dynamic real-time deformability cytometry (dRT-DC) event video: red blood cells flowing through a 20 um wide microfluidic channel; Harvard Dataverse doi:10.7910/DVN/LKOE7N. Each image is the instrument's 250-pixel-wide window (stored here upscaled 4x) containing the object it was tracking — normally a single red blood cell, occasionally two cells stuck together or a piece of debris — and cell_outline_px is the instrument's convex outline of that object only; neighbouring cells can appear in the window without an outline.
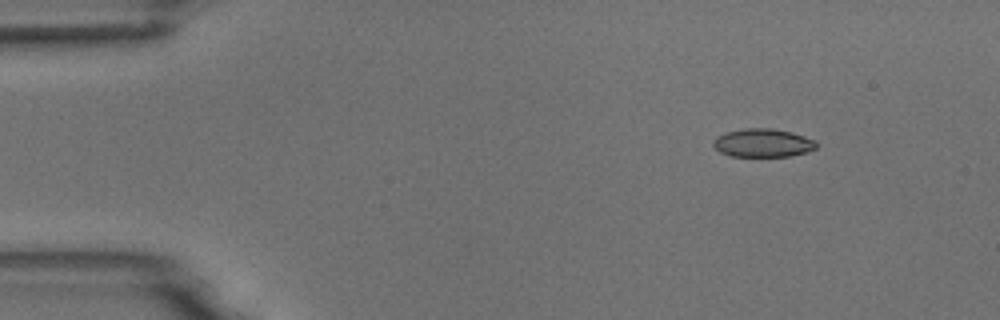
{"species": "common noctule bat (a hibernating species)", "species_latin": "Nyctalus noctula", "temperature_condition": "room temperature", "stored_images_in_passage": 4, "camera_frame_rate_fps": 3000, "um_per_image_px": 0.085, "animal": {"sex": "male", "body_mass_g": 18.8}, "frame": {"image": 1, "passage_image": 1, "time_ms": 0.0, "image_size_px": [1000, 320], "cell_outline_px": [[816, 148], [808, 152], [788, 156], [732, 156], [720, 152], [712, 144], [712, 140], [716, 136], [728, 132], [744, 128], [772, 128], [792, 132], [816, 140]], "centroid_in_image_um": [64.85, 12.14], "position_along_channel_um": 20.2, "area_um2": 17.05}}